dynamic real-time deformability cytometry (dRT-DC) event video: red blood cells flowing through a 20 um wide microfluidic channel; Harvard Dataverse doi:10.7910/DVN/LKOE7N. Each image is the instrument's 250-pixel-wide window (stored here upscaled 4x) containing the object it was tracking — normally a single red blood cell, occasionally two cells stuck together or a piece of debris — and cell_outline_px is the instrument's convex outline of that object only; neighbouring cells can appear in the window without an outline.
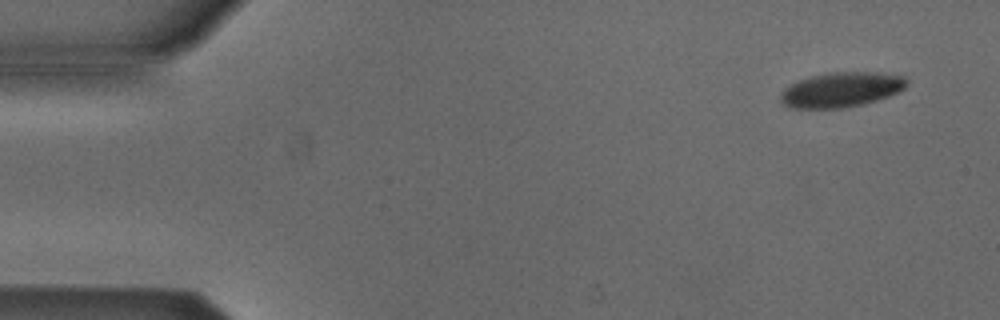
{"species": "Egyptian fruit bat (a non-hibernating species)", "species_latin": "Rousettus aegyptiacus", "temperature_condition": "cold", "stored_images_in_passage": 4, "camera_frame_rate_fps": 3000, "um_per_image_px": 0.085, "animal": {"sex": "male"}, "frame": {"image": 1, "passage_image": 1, "time_ms": 0.0, "image_size_px": [1000, 320], "cell_outline_px": [[908, 84], [904, 88], [888, 96], [876, 100], [860, 104], [840, 108], [792, 108], [784, 104], [780, 100], [780, 96], [792, 84], [808, 76], [828, 72], [868, 72], [904, 76], [908, 80]], "centroid_in_image_um": [71.52, 7.61], "position_along_channel_um": 13.5, "area_um2": 25.2}}
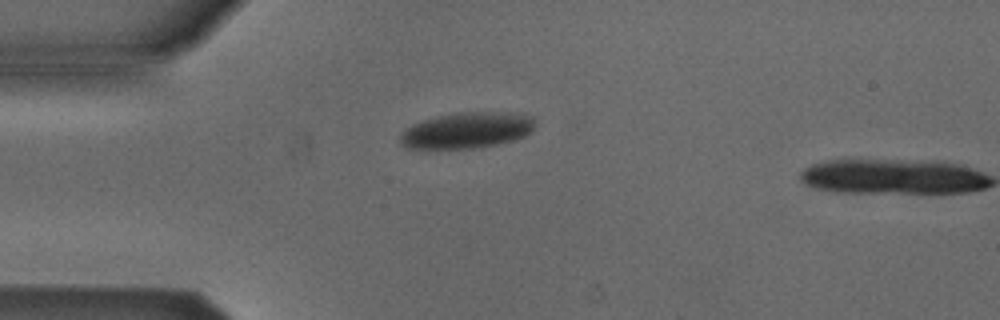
{"frame": {"image": 2, "passage_image": 3, "time_ms": 0.667, "image_size_px": [1000, 320], "cell_outline_px": [[536, 124], [524, 136], [512, 140], [496, 144], [472, 148], [404, 148], [400, 144], [400, 132], [404, 128], [412, 124], [436, 116], [456, 112], [508, 112], [532, 116]], "centroid_in_image_um": [39.63, 11.06], "position_along_channel_um": 45.4, "area_um2": 28.26}}